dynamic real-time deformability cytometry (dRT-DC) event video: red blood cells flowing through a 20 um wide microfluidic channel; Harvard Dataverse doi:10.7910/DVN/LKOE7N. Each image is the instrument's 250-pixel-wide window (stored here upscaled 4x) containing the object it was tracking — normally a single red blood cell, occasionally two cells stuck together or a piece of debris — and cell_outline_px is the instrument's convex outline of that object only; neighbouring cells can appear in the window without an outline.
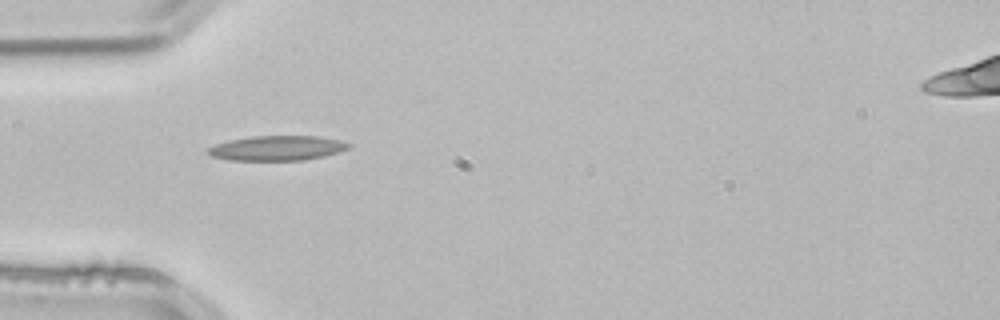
{"species": "common noctule bat (a hibernating species)", "species_latin": "Nyctalus noctula", "temperature_condition": "room temperature", "stored_images_in_passage": 1, "camera_frame_rate_fps": 3000, "um_per_image_px": 0.085, "animal": {"sex": "male", "body_mass_g": 21.5, "forearm_length_mm": 52.0}, "frame": {"image": 1, "passage_image": 1, "time_ms": 0.0, "image_size_px": [1000, 320], "cell_outline_px": [[352, 144], [348, 148], [340, 152], [324, 156], [304, 160], [228, 160], [212, 156], [208, 152], [208, 148], [216, 144], [228, 140], [252, 136], [320, 136]], "centroid_in_image_um": [23.56, 12.59], "position_along_channel_um": 61.4, "area_um2": 20.23}}